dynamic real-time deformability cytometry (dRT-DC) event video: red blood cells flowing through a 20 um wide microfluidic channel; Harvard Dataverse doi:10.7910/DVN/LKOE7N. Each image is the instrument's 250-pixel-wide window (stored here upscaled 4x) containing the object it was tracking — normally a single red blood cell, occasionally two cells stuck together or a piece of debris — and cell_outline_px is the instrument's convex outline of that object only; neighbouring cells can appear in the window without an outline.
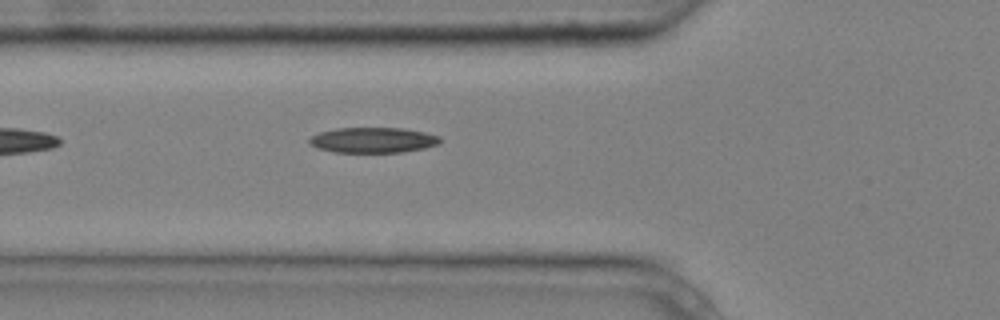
{"species": "common noctule bat (a hibernating species)", "species_latin": "Nyctalus noctula", "temperature_condition": "cold", "stored_images_in_passage": 5, "camera_frame_rate_fps": 3000, "um_per_image_px": 0.085, "animal": {"sex": "male", "body_mass_g": 20.4}, "frame": {"image": 1, "passage_image": 5, "time_ms": 1.333, "image_size_px": [1000, 320], "cell_outline_px": [[440, 144], [424, 148], [400, 152], [332, 152], [308, 144], [308, 140], [312, 136], [320, 132], [336, 128], [404, 128], [424, 132], [440, 136]], "centroid_in_image_um": [31.71, 11.9], "position_along_channel_um": 94.1, "area_um2": 19.31}}